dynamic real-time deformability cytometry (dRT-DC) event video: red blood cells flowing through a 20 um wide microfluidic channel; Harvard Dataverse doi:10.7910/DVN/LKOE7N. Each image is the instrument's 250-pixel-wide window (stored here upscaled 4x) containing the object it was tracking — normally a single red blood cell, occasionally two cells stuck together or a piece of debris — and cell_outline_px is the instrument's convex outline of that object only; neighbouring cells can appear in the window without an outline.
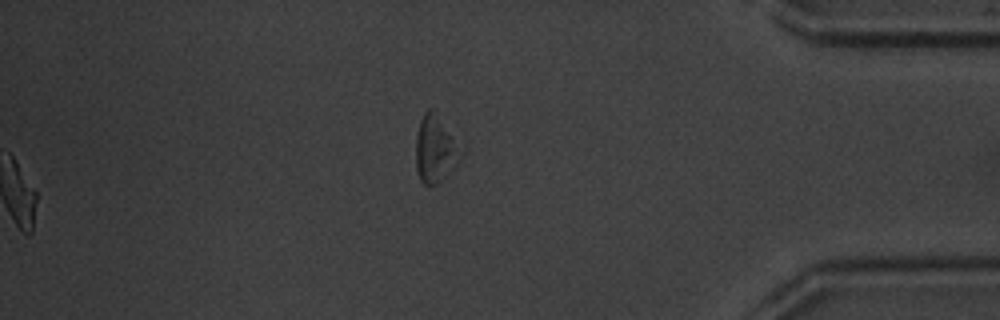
{"species": "common noctule bat (a hibernating species)", "species_latin": "Nyctalus noctula", "temperature_condition": "warm", "stored_images_in_passage": 42, "segment_of_instrument_passage": [2, 2], "camera_frame_rate_fps": 3000, "um_per_image_px": 0.085, "animal": {"sex": "male", "body_mass_g": 20.1, "forearm_length_mm": 53.5}, "frame": {"image": 1, "passage_image": 42, "time_ms": 13.667, "image_size_px": [1000, 320], "cell_outline_px": [[464, 152], [440, 180], [436, 184], [428, 188], [420, 180], [416, 168], [416, 136], [420, 120], [424, 112], [428, 108], [436, 108], [464, 148]], "centroid_in_image_um": [37.01, 12.57], "position_along_channel_um": 398.2, "area_um2": 18.09}}